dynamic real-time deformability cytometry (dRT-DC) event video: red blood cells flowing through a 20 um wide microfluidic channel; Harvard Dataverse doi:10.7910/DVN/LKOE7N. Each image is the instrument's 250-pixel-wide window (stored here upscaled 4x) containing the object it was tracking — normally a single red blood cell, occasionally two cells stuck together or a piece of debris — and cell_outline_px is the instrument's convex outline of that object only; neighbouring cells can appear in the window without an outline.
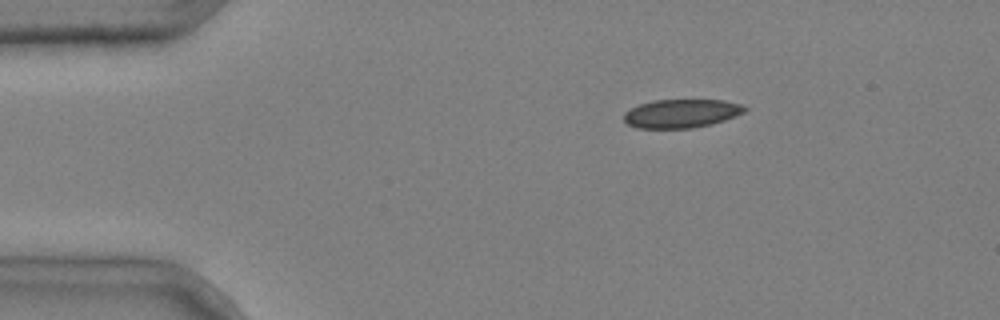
{"species": "common noctule bat (a hibernating species)", "species_latin": "Nyctalus noctula", "temperature_condition": "cold", "stored_images_in_passage": 5, "camera_frame_rate_fps": 3000, "um_per_image_px": 0.085, "animal": {"sex": "male", "body_mass_g": 20.4}, "frame": {"image": 1, "passage_image": 5, "time_ms": 1.333, "image_size_px": [1000, 320], "cell_outline_px": [[748, 108], [744, 112], [736, 116], [712, 124], [692, 128], [636, 128], [628, 124], [624, 120], [624, 112], [640, 104], [652, 100], [724, 100], [744, 104]], "centroid_in_image_um": [57.95, 9.64], "position_along_channel_um": 27.1, "area_um2": 20.23}}